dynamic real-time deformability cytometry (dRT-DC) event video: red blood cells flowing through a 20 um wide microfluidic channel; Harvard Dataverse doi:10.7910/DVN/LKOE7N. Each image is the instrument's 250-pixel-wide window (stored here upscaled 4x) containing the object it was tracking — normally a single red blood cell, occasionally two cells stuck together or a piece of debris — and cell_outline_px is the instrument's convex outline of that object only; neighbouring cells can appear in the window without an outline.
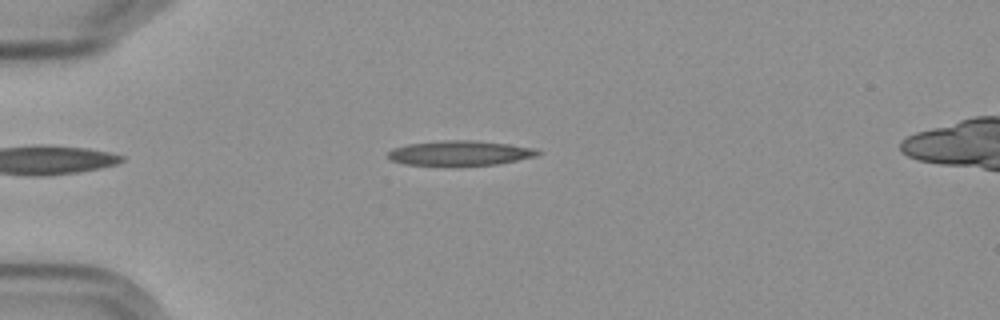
{"species": "Egyptian fruit bat (a non-hibernating species)", "species_latin": "Rousettus aegyptiacus", "temperature_condition": "cold", "stored_images_in_passage": 8, "camera_frame_rate_fps": 3000, "um_per_image_px": 0.085, "frame": {"image": 1, "passage_image": 3, "time_ms": 2.333, "image_size_px": [1000, 320], "cell_outline_px": [[544, 152], [536, 156], [496, 164], [404, 164], [392, 160], [388, 156], [388, 152], [392, 148], [408, 144], [444, 140], [476, 140], [508, 144], [532, 148]], "centroid_in_image_um": [39.1, 12.98], "position_along_channel_um": 45.9, "area_um2": 21.1}}
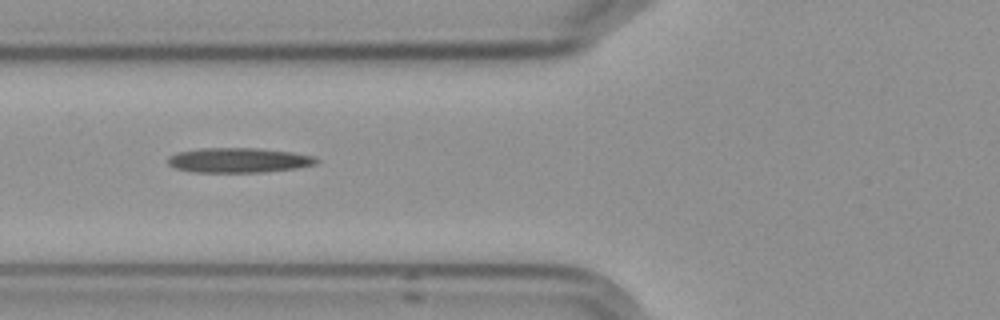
{"frame": {"image": 2, "passage_image": 5, "time_ms": 4.667, "image_size_px": [1000, 320], "cell_outline_px": [[320, 160], [316, 164], [296, 168], [264, 172], [192, 172], [176, 168], [168, 164], [168, 156], [176, 152], [200, 148], [260, 148], [292, 152], [312, 156]], "centroid_in_image_um": [20.27, 13.61], "position_along_channel_um": 105.5, "area_um2": 21.56}}
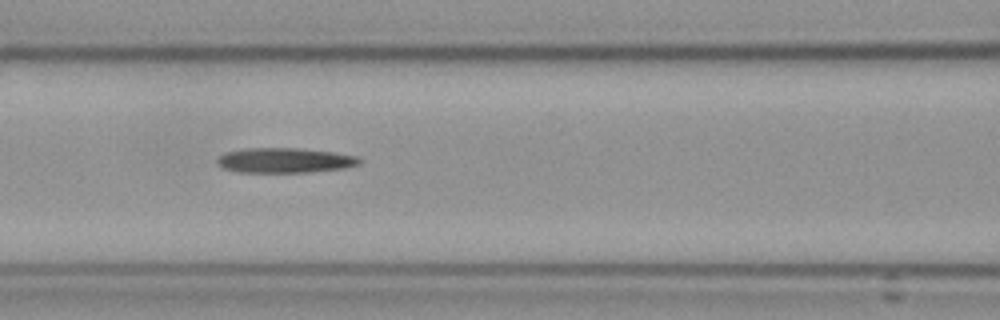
{"frame": {"image": 3, "passage_image": 6, "time_ms": 5.667, "image_size_px": [1000, 320], "cell_outline_px": [[364, 160], [360, 164], [344, 168], [308, 172], [240, 172], [224, 168], [216, 164], [216, 160], [224, 152], [248, 148], [300, 148], [332, 152], [356, 156]], "centroid_in_image_um": [24.21, 13.63], "position_along_channel_um": 142.4, "area_um2": 20.69}}